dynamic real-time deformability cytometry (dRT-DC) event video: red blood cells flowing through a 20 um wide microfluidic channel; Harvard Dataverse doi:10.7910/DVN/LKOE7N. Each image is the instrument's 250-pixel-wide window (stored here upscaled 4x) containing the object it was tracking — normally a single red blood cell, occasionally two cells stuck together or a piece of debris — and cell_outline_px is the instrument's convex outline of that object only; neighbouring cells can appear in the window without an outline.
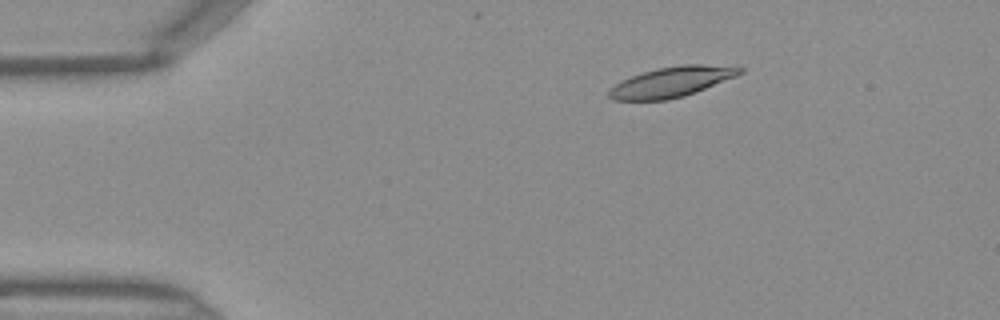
{"species": "Egyptian fruit bat (a non-hibernating species)", "species_latin": "Rousettus aegyptiacus", "temperature_condition": "warm", "stored_images_in_passage": 43, "camera_frame_rate_fps": 3000, "um_per_image_px": 0.085, "frame": {"image": 1, "passage_image": 4, "time_ms": 1.0, "image_size_px": [1000, 320], "cell_outline_px": [[744, 72], [736, 76], [696, 92], [684, 96], [668, 100], [612, 100], [608, 96], [608, 92], [620, 80], [656, 68], [680, 64], [700, 64], [744, 68]], "centroid_in_image_um": [57.08, 6.96], "position_along_channel_um": 27.9, "area_um2": 22.95}}
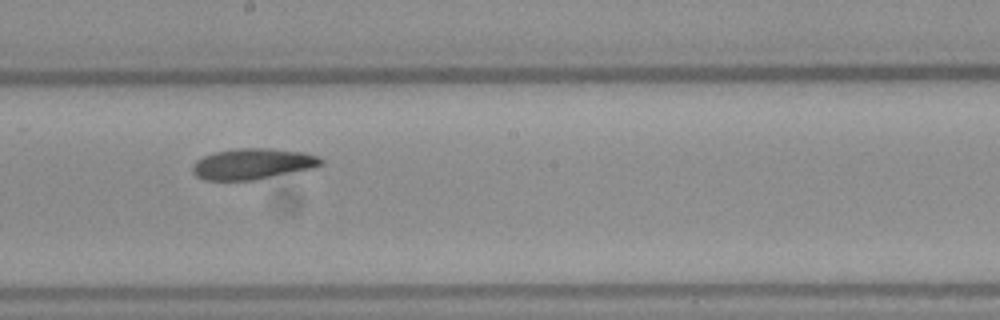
{"frame": {"image": 2, "passage_image": 22, "time_ms": 7.0, "image_size_px": [1000, 320], "cell_outline_px": [[324, 164], [312, 168], [256, 180], [204, 180], [196, 176], [192, 172], [192, 164], [196, 160], [204, 156], [216, 152], [240, 148], [268, 148], [304, 152], [320, 156], [324, 160]], "centroid_in_image_um": [21.5, 13.93], "position_along_channel_um": 226.7, "area_um2": 23.24}}
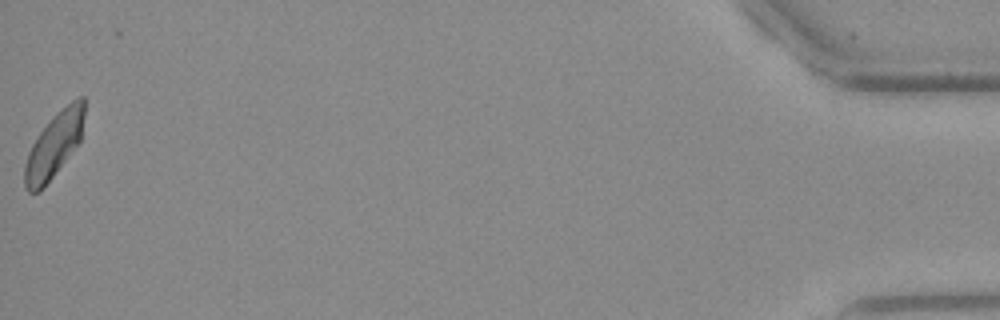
{"frame": {"image": 3, "passage_image": 43, "time_ms": 14.0, "image_size_px": [1000, 320], "cell_outline_px": [[84, 116], [80, 140], [40, 192], [28, 192], [24, 188], [24, 164], [28, 152], [32, 144], [40, 132], [56, 112], [72, 100], [80, 96], [84, 96]], "centroid_in_image_um": [4.57, 12.33], "position_along_channel_um": 430.6, "area_um2": 22.2}}